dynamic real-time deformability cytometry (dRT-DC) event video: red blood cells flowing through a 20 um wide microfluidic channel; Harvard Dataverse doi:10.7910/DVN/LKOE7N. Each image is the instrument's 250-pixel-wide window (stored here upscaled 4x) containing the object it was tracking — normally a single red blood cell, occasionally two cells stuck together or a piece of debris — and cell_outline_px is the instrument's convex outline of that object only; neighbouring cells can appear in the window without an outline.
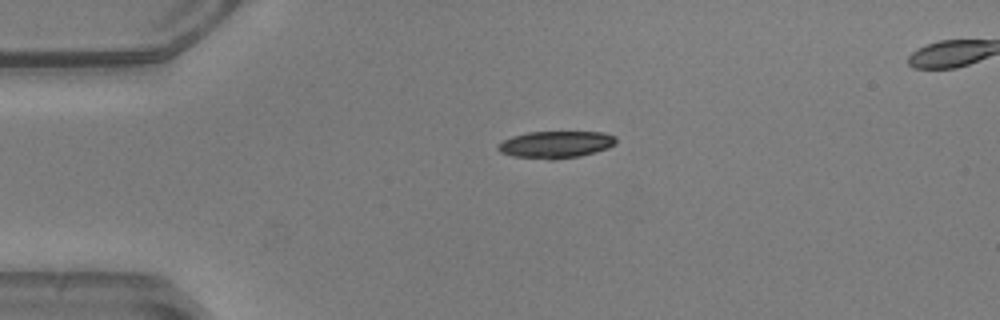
{"species": "common noctule bat (a hibernating species)", "species_latin": "Nyctalus noctula", "temperature_condition": "warm", "stored_images_in_passage": 42, "camera_frame_rate_fps": 3000, "um_per_image_px": 0.085, "animal": {"sex": "male", "body_mass_g": 20.5, "forearm_length_mm": 52.5}, "frame": {"image": 1, "passage_image": 1, "time_ms": 0.0, "image_size_px": [1000, 320], "cell_outline_px": [[616, 144], [608, 148], [596, 152], [580, 156], [552, 160], [548, 160], [512, 156], [500, 152], [496, 148], [496, 144], [512, 136], [528, 132], [604, 132], [616, 136]], "centroid_in_image_um": [47.23, 12.29], "position_along_channel_um": 37.8, "area_um2": 18.84}}
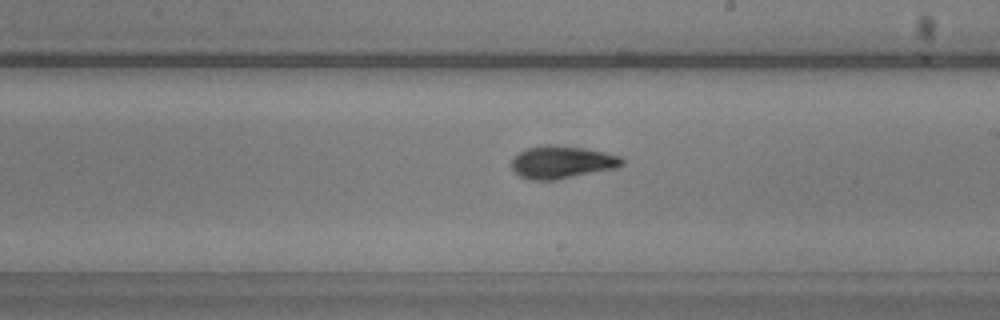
{"frame": {"image": 2, "passage_image": 19, "time_ms": 6.0, "image_size_px": [1000, 320], "cell_outline_px": [[624, 164], [616, 168], [556, 180], [532, 180], [520, 176], [512, 172], [512, 156], [528, 148], [580, 148], [604, 152], [620, 156], [624, 160]], "centroid_in_image_um": [47.76, 13.85], "position_along_channel_um": 241.2, "area_um2": 20.17}}